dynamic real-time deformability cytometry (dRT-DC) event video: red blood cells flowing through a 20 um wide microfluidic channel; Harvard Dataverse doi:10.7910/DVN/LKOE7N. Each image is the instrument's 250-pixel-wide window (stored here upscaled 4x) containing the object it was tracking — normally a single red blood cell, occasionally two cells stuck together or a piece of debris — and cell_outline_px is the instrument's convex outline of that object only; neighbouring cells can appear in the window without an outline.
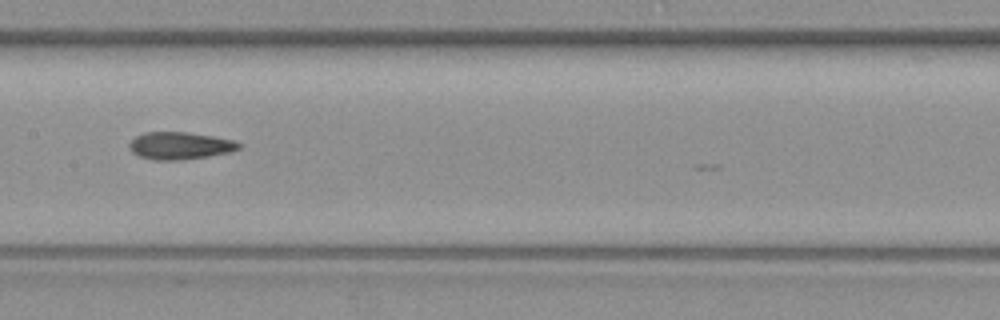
{"species": "common noctule bat (a hibernating species)", "species_latin": "Nyctalus noctula", "temperature_condition": "warm", "stored_images_in_passage": 20, "camera_frame_rate_fps": 3000, "um_per_image_px": 0.085, "animal": {"sex": "female", "body_mass_g": 19.3, "forearm_length_mm": 54.1}, "frame": {"image": 1, "passage_image": 11, "time_ms": 3.333, "image_size_px": [1000, 320], "cell_outline_px": [[240, 148], [228, 152], [208, 156], [180, 160], [152, 160], [140, 156], [132, 152], [128, 144], [136, 136], [144, 132], [188, 132], [236, 140], [240, 144]], "centroid_in_image_um": [15.28, 12.38], "position_along_channel_um": 192.1, "area_um2": 17.4}}
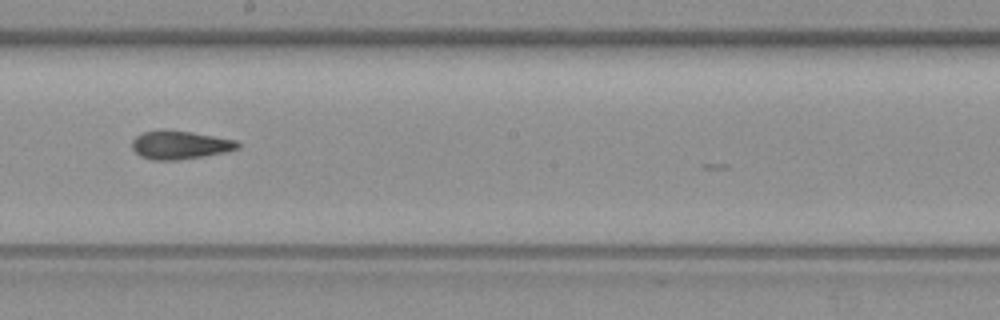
{"frame": {"image": 2, "passage_image": 14, "time_ms": 4.333, "image_size_px": [1000, 320], "cell_outline_px": [[240, 148], [224, 152], [204, 156], [176, 160], [152, 160], [140, 156], [132, 148], [132, 140], [136, 136], [144, 132], [192, 132], [236, 140], [240, 144]], "centroid_in_image_um": [15.32, 12.35], "position_along_channel_um": 232.9, "area_um2": 16.94}}